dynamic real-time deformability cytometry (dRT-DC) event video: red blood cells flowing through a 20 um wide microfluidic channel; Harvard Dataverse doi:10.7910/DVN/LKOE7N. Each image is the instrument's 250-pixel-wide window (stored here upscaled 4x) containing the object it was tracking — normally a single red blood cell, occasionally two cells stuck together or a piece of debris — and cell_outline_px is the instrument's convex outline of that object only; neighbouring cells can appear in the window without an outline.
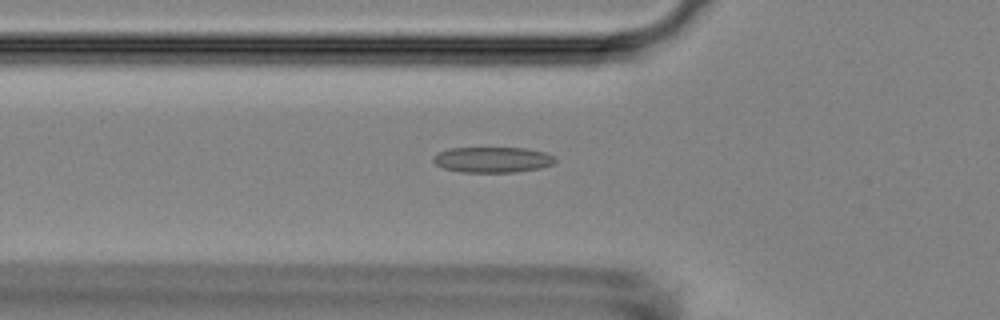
{"species": "Egyptian fruit bat (a non-hibernating species)", "species_latin": "Rousettus aegyptiacus", "temperature_condition": "room temperature", "stored_images_in_passage": 35, "camera_frame_rate_fps": 3000, "um_per_image_px": 0.085, "animal": {"sex": "female"}, "frame": {"image": 1, "passage_image": 2, "time_ms": 0.333, "image_size_px": [1000, 320], "cell_outline_px": [[556, 160], [552, 164], [540, 168], [516, 172], [460, 172], [444, 168], [436, 164], [432, 160], [432, 156], [448, 148], [528, 148], [544, 152], [552, 156]], "centroid_in_image_um": [41.84, 13.57], "position_along_channel_um": 84.0, "area_um2": 18.15}}
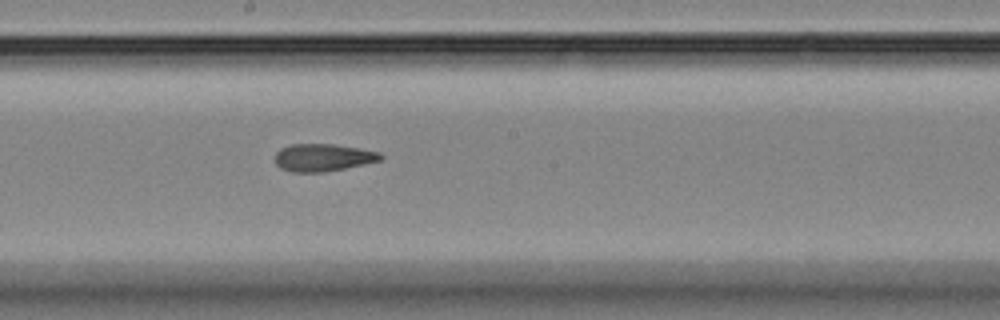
{"frame": {"image": 2, "passage_image": 13, "time_ms": 4.0, "image_size_px": [1000, 320], "cell_outline_px": [[384, 156], [380, 160], [364, 164], [324, 172], [292, 172], [280, 168], [276, 164], [276, 152], [280, 148], [292, 144], [332, 144], [380, 152]], "centroid_in_image_um": [27.43, 13.39], "position_along_channel_um": 220.8, "area_um2": 16.76}}
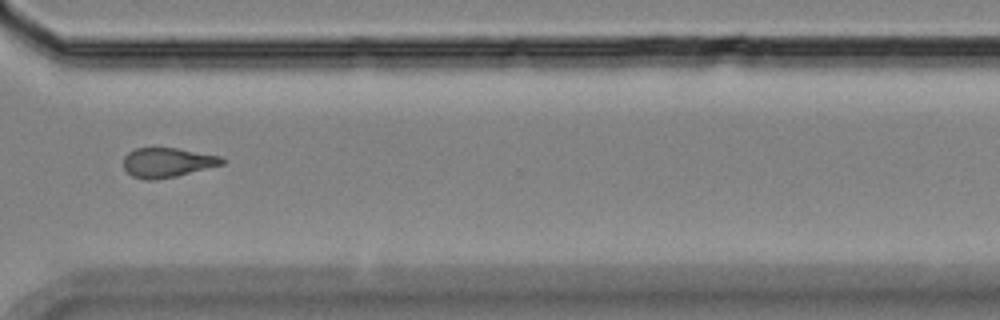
{"frame": {"image": 3, "passage_image": 24, "time_ms": 7.667, "image_size_px": [1000, 320], "cell_outline_px": [[224, 164], [176, 176], [156, 180], [144, 180], [132, 176], [124, 168], [124, 156], [128, 152], [136, 148], [176, 148], [220, 156], [224, 160]], "centroid_in_image_um": [14.2, 13.82], "position_along_channel_um": 356.4, "area_um2": 16.88}, "authors_computed_cell_mechanics": {"area_um2": 17.3978, "velocity_mm_per_s": 3.7063, "shape_relaxation_time_tau1_ms": null, "shape_relaxation_time_tau2_ms": 3.8742, "deformation_change_tau1": null, "deformation_change_tau2": 0.1239}}